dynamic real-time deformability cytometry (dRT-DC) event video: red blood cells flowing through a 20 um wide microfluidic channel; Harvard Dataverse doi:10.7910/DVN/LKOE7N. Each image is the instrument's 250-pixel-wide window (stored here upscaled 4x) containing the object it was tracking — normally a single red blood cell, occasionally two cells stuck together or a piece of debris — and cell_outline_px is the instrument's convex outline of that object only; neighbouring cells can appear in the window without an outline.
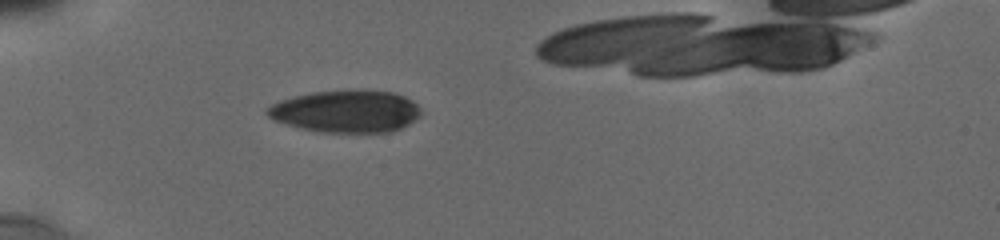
{"species": "human", "species_latin": "Homo sapiens", "temperature_condition": "cold", "stored_images_in_passage": 47, "camera_frame_rate_fps": 3000, "um_per_image_px": 0.085, "donor": {"sex": "male"}, "frame": {"image": 1, "passage_image": 2, "time_ms": 0.333, "image_size_px": [1000, 240], "cell_outline_px": [[420, 116], [408, 124], [392, 132], [320, 132], [300, 128], [276, 120], [268, 116], [264, 112], [264, 108], [280, 100], [292, 96], [312, 92], [344, 88], [364, 88], [392, 92], [404, 96], [412, 100], [420, 108]], "centroid_in_image_um": [29.4, 9.42], "position_along_channel_um": 55.6, "area_um2": 38.61}}
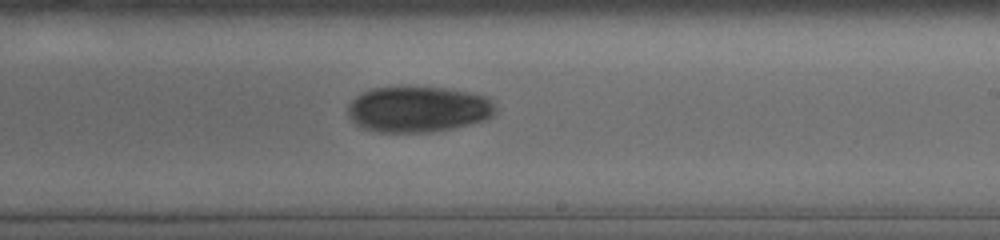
{"frame": {"image": 2, "passage_image": 25, "time_ms": 6.0, "image_size_px": [1000, 240], "cell_outline_px": [[496, 112], [492, 116], [484, 120], [452, 128], [428, 132], [376, 132], [364, 128], [356, 124], [348, 116], [348, 104], [356, 96], [372, 88], [444, 88], [484, 96], [496, 108]], "centroid_in_image_um": [35.49, 9.31], "position_along_channel_um": 253.5, "area_um2": 38.78}}
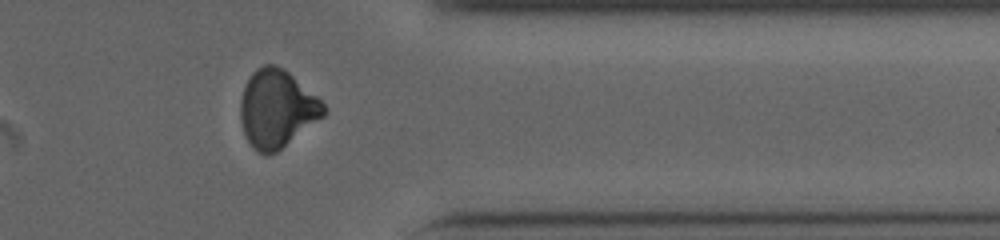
{"frame": {"image": 3, "passage_image": 40, "time_ms": 9.667, "image_size_px": [1000, 240], "cell_outline_px": [[328, 112], [324, 116], [276, 152], [268, 156], [264, 156], [256, 152], [252, 148], [244, 132], [240, 120], [240, 100], [244, 88], [252, 72], [256, 68], [264, 64], [276, 64], [284, 68], [316, 96], [328, 108]], "centroid_in_image_um": [23.52, 9.25], "position_along_channel_um": 387.9, "area_um2": 37.8}}